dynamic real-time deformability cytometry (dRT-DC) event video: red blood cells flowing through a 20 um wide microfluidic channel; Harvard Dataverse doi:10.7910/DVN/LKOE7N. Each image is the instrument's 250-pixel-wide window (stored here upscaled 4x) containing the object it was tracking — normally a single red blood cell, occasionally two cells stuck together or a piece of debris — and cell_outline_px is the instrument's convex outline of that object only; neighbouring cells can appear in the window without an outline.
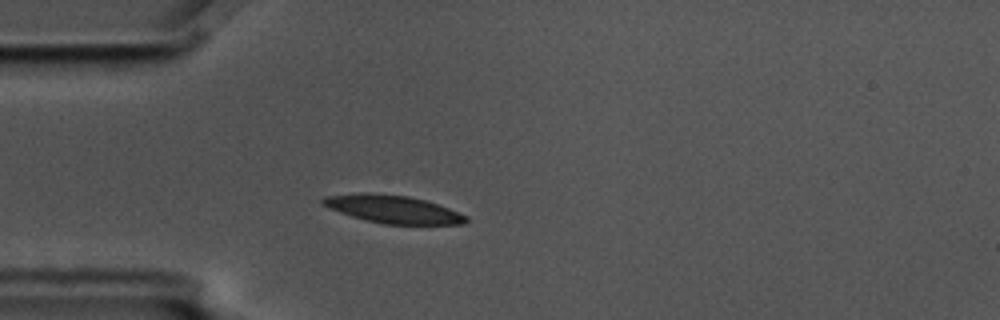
{"species": "common noctule bat (a hibernating species)", "species_latin": "Nyctalus noctula", "temperature_condition": "cold", "stored_images_in_passage": 3, "camera_frame_rate_fps": 3000, "um_per_image_px": 0.085, "animal": {"sex": "male", "body_mass_g": 17.5, "forearm_length_mm": 52.3}, "frame": {"image": 1, "passage_image": 3, "time_ms": 0.667, "image_size_px": [1000, 320], "cell_outline_px": [[468, 220], [464, 224], [384, 224], [364, 220], [328, 208], [320, 204], [320, 200], [324, 196], [360, 192], [368, 192], [408, 196], [424, 200], [448, 208], [468, 216]], "centroid_in_image_um": [33.34, 17.77], "position_along_channel_um": 51.7, "area_um2": 23.29}}